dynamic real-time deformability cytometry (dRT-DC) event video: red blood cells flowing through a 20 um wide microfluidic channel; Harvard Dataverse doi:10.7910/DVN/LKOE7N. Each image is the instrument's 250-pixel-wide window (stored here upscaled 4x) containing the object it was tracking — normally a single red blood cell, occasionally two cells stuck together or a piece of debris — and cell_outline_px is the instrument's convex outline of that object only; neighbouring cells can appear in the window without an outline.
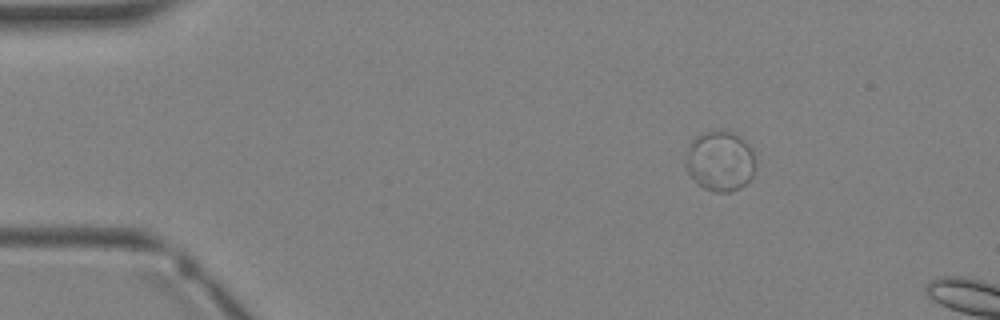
{"species": "Egyptian fruit bat (a non-hibernating species)", "species_latin": "Rousettus aegyptiacus", "temperature_condition": "warm", "stored_images_in_passage": 3, "camera_frame_rate_fps": 3000, "um_per_image_px": 0.085, "animal": {"sex": "female"}, "frame": {"image": 1, "passage_image": 3, "time_ms": 2.333, "image_size_px": [1000, 320], "cell_outline_px": [[756, 164], [752, 176], [740, 188], [728, 192], [716, 192], [704, 188], [688, 172], [684, 164], [688, 148], [692, 140], [696, 136], [712, 128], [724, 128], [736, 132], [748, 144], [752, 152]], "centroid_in_image_um": [61.21, 13.62], "position_along_channel_um": 23.8, "area_um2": 24.85}}